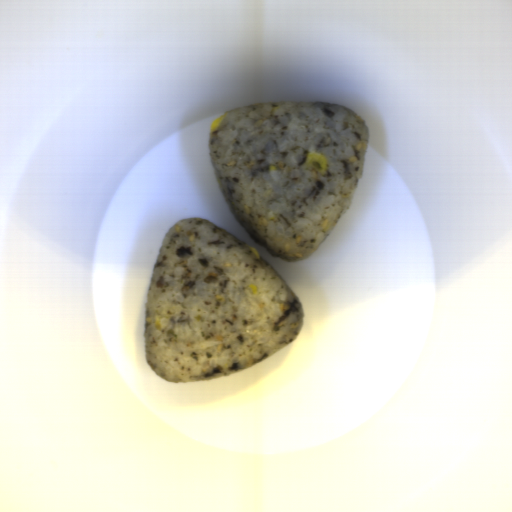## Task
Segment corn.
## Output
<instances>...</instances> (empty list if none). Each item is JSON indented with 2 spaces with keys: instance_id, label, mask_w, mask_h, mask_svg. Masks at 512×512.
Masks as SVG:
<instances>
[{
  "instance_id": "corn-1",
  "label": "corn",
  "mask_w": 512,
  "mask_h": 512,
  "mask_svg": "<svg viewBox=\"0 0 512 512\" xmlns=\"http://www.w3.org/2000/svg\"><path fill=\"white\" fill-rule=\"evenodd\" d=\"M300 169L311 170L315 169L320 175L326 176L328 171V161L323 153L317 150L307 152L306 160Z\"/></svg>"
}]
</instances>
